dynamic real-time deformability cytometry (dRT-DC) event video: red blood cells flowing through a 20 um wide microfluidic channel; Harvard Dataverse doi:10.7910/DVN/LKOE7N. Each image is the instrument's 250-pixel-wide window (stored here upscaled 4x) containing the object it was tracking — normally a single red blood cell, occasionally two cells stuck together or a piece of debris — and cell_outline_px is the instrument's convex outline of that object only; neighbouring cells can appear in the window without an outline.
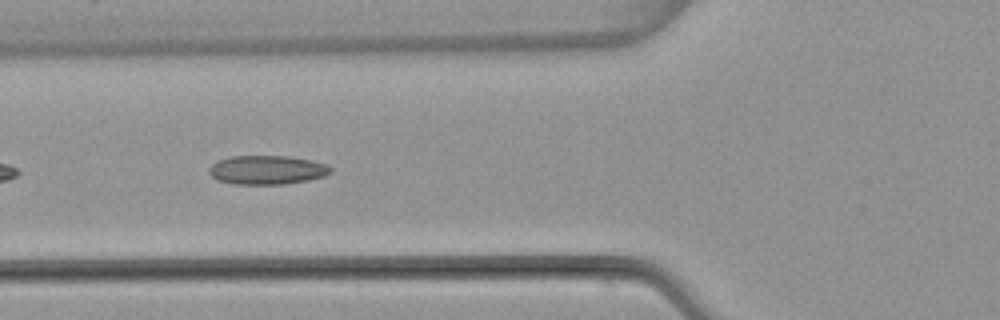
{"species": "common noctule bat (a hibernating species)", "species_latin": "Nyctalus noctula", "temperature_condition": "warm", "stored_images_in_passage": 8, "camera_frame_rate_fps": 3000, "um_per_image_px": 0.085, "animal": {"sex": "female", "body_mass_g": 22.7, "forearm_length_mm": 54.2}, "frame": {"image": 1, "passage_image": 5, "time_ms": 1.333, "image_size_px": [1000, 320], "cell_outline_px": [[332, 172], [324, 176], [308, 180], [284, 184], [232, 184], [216, 180], [208, 172], [208, 168], [216, 160], [232, 156], [288, 156], [312, 160], [328, 164], [332, 168]], "centroid_in_image_um": [22.69, 14.44], "position_along_channel_um": 103.1, "area_um2": 20.75}}